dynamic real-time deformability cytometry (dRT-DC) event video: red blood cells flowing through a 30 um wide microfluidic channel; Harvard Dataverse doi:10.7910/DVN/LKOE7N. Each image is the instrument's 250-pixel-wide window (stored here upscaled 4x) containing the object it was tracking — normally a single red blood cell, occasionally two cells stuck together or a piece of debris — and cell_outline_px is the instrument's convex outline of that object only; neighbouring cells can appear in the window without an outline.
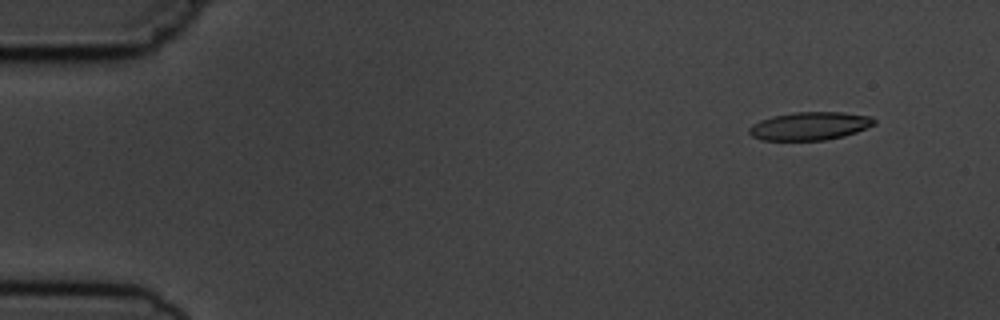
{"species": "common noctule bat (a hibernating species)", "species_latin": "Nyctalus noctula", "temperature_condition": "cold", "stored_images_in_passage": 8, "camera_frame_rate_fps": 3000, "um_per_image_px": 0.085, "animal": {"sex": "male", "body_mass_g": 19.5, "forearm_length_mm": 54.6}, "frame": {"image": 1, "passage_image": 2, "time_ms": 1.0, "image_size_px": [1000, 320], "cell_outline_px": [[876, 124], [856, 132], [844, 136], [824, 140], [760, 140], [752, 136], [748, 132], [748, 128], [752, 124], [760, 120], [772, 116], [792, 112], [844, 112], [872, 116], [876, 120]], "centroid_in_image_um": [68.83, 10.7], "position_along_channel_um": 16.2, "area_um2": 20.69}}
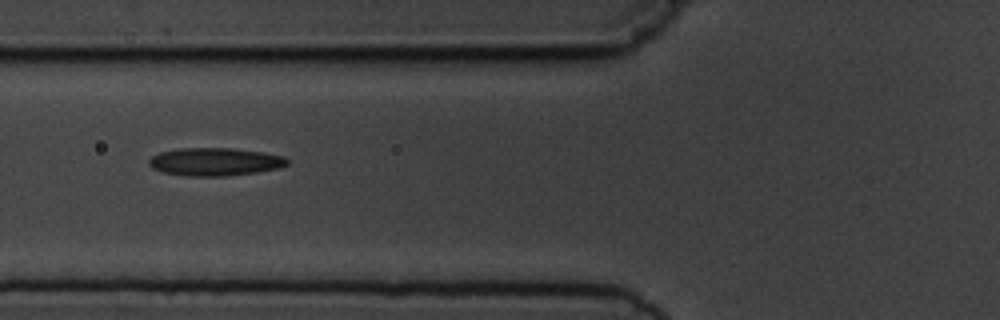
{"frame": {"image": 2, "passage_image": 6, "time_ms": 6.333, "image_size_px": [1000, 320], "cell_outline_px": [[288, 164], [280, 168], [256, 172], [224, 176], [188, 176], [164, 172], [152, 168], [148, 164], [148, 160], [152, 156], [160, 152], [180, 148], [232, 148], [264, 152], [284, 156], [288, 160]], "centroid_in_image_um": [18.28, 13.74], "position_along_channel_um": 107.5, "area_um2": 22.54}}
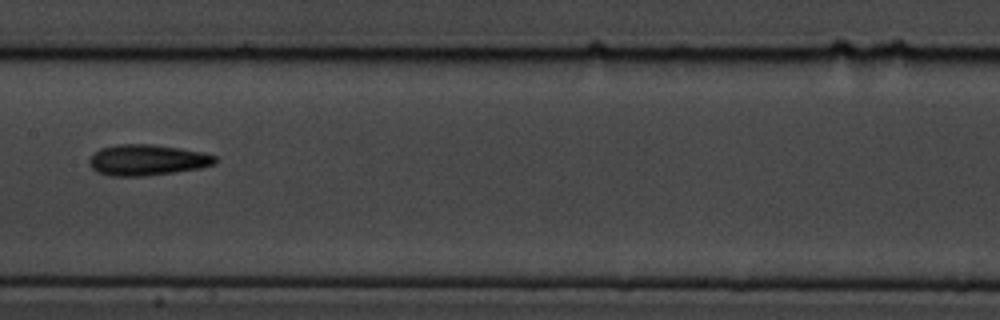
{"frame": {"image": 3, "passage_image": 8, "time_ms": 8.667, "image_size_px": [1000, 320], "cell_outline_px": [[216, 164], [200, 168], [144, 176], [112, 176], [96, 172], [88, 164], [88, 160], [100, 148], [120, 144], [152, 144], [180, 148], [204, 152], [216, 156]], "centroid_in_image_um": [12.51, 13.6], "position_along_channel_um": 194.9, "area_um2": 22.66}}